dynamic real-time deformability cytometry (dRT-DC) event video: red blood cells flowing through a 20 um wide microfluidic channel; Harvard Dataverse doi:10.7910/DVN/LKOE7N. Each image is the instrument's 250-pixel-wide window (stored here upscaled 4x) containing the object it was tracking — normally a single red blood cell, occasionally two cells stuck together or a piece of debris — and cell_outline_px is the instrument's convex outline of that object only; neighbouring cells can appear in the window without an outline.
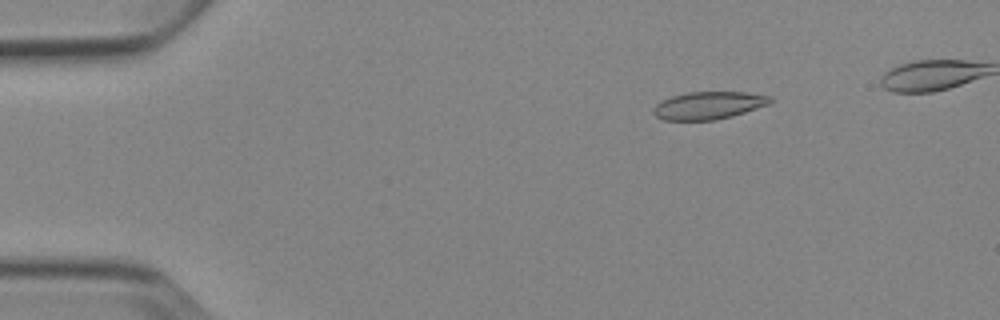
{"species": "Egyptian fruit bat (a non-hibernating species)", "species_latin": "Rousettus aegyptiacus", "temperature_condition": "cold", "stored_images_in_passage": 4, "camera_frame_rate_fps": 3000, "um_per_image_px": 0.085, "animal": {"sex": "female"}, "frame": {"image": 1, "passage_image": 1, "time_ms": 0.0, "image_size_px": [1000, 320], "cell_outline_px": [[772, 100], [768, 104], [732, 116], [716, 120], [664, 120], [656, 116], [652, 112], [652, 108], [656, 104], [672, 96], [688, 92], [748, 92], [772, 96]], "centroid_in_image_um": [60.22, 8.96], "position_along_channel_um": 24.8, "area_um2": 18.73}}